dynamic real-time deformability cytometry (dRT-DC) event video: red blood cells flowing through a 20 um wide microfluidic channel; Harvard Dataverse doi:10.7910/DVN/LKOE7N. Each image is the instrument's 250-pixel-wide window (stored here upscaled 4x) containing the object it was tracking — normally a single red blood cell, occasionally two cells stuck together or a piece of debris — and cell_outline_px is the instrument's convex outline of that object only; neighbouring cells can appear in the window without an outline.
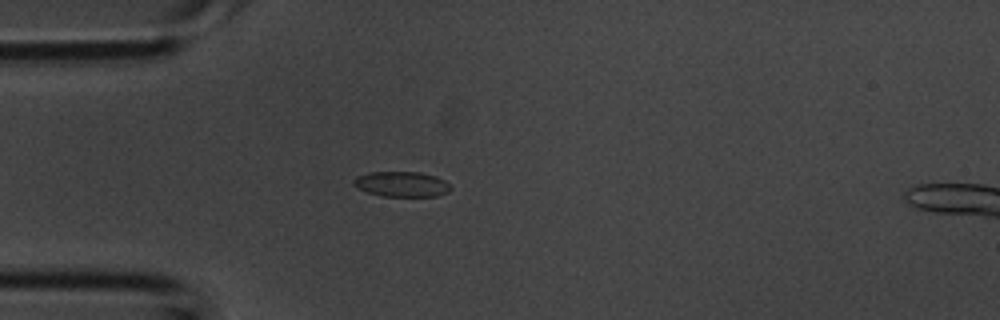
{"species": "common noctule bat (a hibernating species)", "species_latin": "Nyctalus noctula", "temperature_condition": "room temperature", "stored_images_in_passage": 2, "camera_frame_rate_fps": 3000, "um_per_image_px": 0.085, "animal": {"sex": "male", "body_mass_g": 20.1, "forearm_length_mm": 53.5}, "frame": {"image": 1, "passage_image": 1, "time_ms": 0.0, "image_size_px": [1000, 320], "cell_outline_px": [[452, 188], [448, 192], [436, 196], [380, 196], [356, 188], [352, 184], [352, 180], [356, 176], [368, 172], [420, 172], [436, 176], [444, 180]], "centroid_in_image_um": [34.1, 15.65], "position_along_channel_um": 50.9, "area_um2": 14.39}}